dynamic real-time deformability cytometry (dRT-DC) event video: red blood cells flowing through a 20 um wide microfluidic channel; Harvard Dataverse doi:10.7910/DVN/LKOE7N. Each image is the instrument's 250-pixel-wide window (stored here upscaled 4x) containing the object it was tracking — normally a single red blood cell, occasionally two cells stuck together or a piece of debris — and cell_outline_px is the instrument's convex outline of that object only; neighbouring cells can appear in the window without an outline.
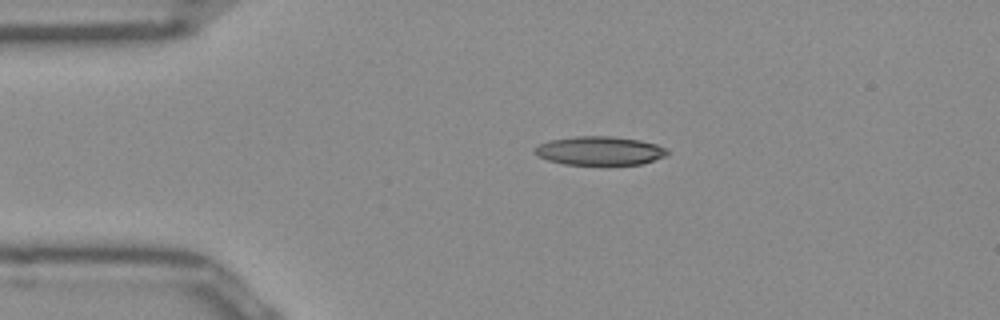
{"species": "Egyptian fruit bat (a non-hibernating species)", "species_latin": "Rousettus aegyptiacus", "temperature_condition": "room temperature", "stored_images_in_passage": 41, "camera_frame_rate_fps": 3000, "um_per_image_px": 0.085, "frame": {"image": 1, "passage_image": 1, "time_ms": 0.0, "image_size_px": [1000, 320], "cell_outline_px": [[668, 152], [664, 156], [640, 164], [564, 164], [548, 160], [540, 156], [532, 148], [548, 140], [576, 136], [612, 136], [640, 140], [656, 144], [668, 148]], "centroid_in_image_um": [50.96, 12.8], "position_along_channel_um": 34.0, "area_um2": 21.96}}
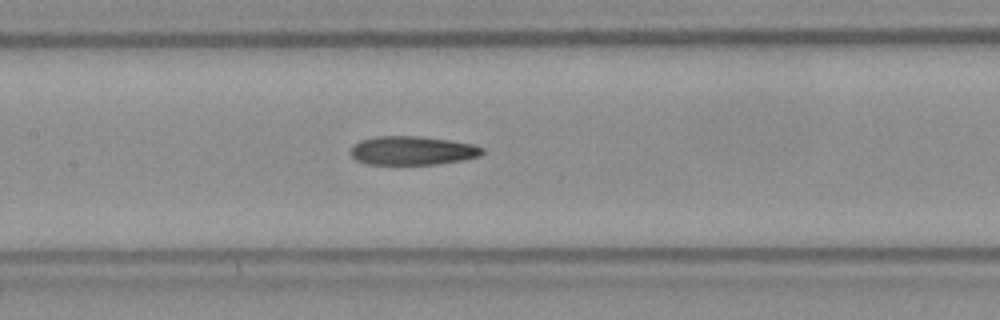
{"frame": {"image": 2, "passage_image": 14, "time_ms": 4.333, "image_size_px": [1000, 320], "cell_outline_px": [[484, 152], [480, 156], [464, 160], [436, 164], [368, 164], [356, 160], [348, 152], [352, 144], [360, 140], [376, 136], [420, 136], [448, 140], [472, 144], [484, 148]], "centroid_in_image_um": [35.02, 12.79], "position_along_channel_um": 172.4, "area_um2": 22.25}}
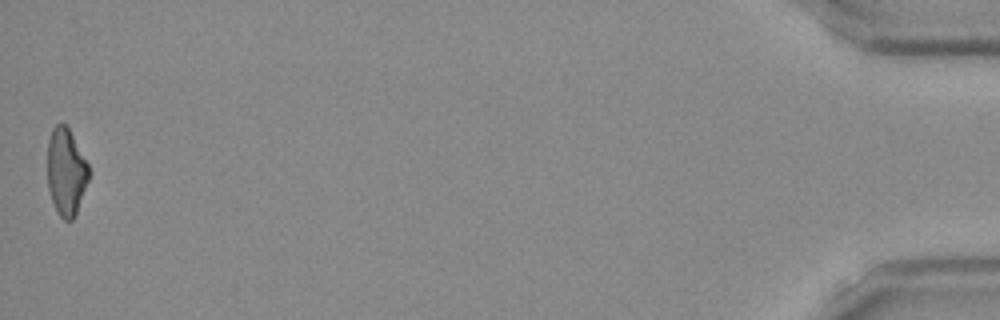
{"frame": {"image": 3, "passage_image": 41, "time_ms": 13.333, "image_size_px": [1000, 320], "cell_outline_px": [[88, 180], [76, 212], [72, 220], [64, 220], [60, 216], [52, 200], [48, 188], [48, 140], [52, 128], [56, 124], [64, 124], [68, 128], [88, 164]], "centroid_in_image_um": [5.6, 14.59], "position_along_channel_um": 429.6, "area_um2": 20.46}, "authors_computed_cell_mechanics": {"area_um2": 22.253, "velocity_mm_per_s": 3.9937, "shape_relaxation_time_tau1_ms": 8.3342, "shape_relaxation_time_tau2_ms": 4.7481, "deformation_change_tau1": 0.2445, "deformation_change_tau2": 0.1712}}